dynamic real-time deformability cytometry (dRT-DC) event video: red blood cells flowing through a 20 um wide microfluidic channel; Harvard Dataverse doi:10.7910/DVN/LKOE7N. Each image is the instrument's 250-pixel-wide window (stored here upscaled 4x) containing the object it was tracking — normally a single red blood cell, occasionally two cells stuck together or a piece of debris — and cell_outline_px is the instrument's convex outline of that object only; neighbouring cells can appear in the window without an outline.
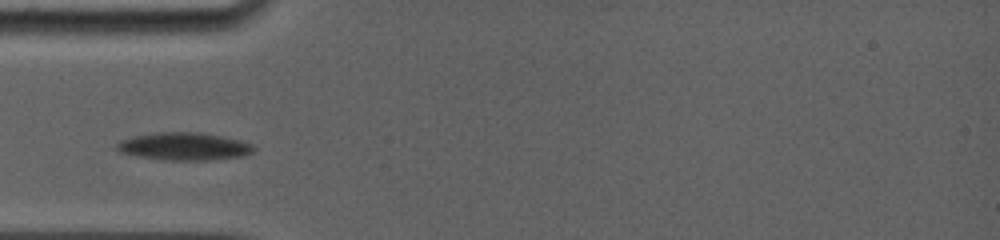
{"species": "common noctule bat (a hibernating species)", "species_latin": "Nyctalus noctula", "temperature_condition": "room temperature", "stored_images_in_passage": 26, "camera_frame_rate_fps": 5000, "um_per_image_px": 0.085, "animal": {"sex": "female", "body_mass_g": 19.0, "forearm_length_mm": 56.7}, "frame": {"image": 1, "passage_image": 4, "time_ms": 2.6, "image_size_px": [1000, 240], "cell_outline_px": [[252, 152], [244, 156], [208, 160], [164, 160], [140, 156], [120, 152], [116, 148], [116, 144], [120, 140], [136, 136], [160, 132], [196, 132], [220, 136], [252, 144]], "centroid_in_image_um": [15.62, 12.45], "position_along_channel_um": 69.4, "area_um2": 21.62}}
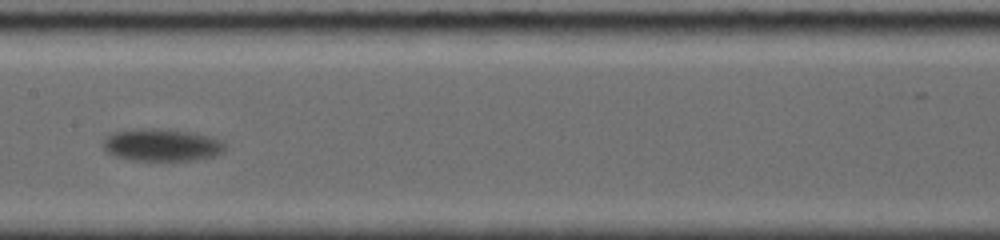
{"frame": {"image": 2, "passage_image": 9, "time_ms": 6.2, "image_size_px": [1000, 240], "cell_outline_px": [[224, 148], [220, 152], [212, 156], [192, 160], [132, 160], [116, 156], [108, 152], [104, 148], [104, 140], [112, 132], [132, 128], [156, 128], [188, 132], [204, 136], [216, 140], [224, 144]], "centroid_in_image_um": [13.65, 12.31], "position_along_channel_um": 193.8, "area_um2": 22.37}}
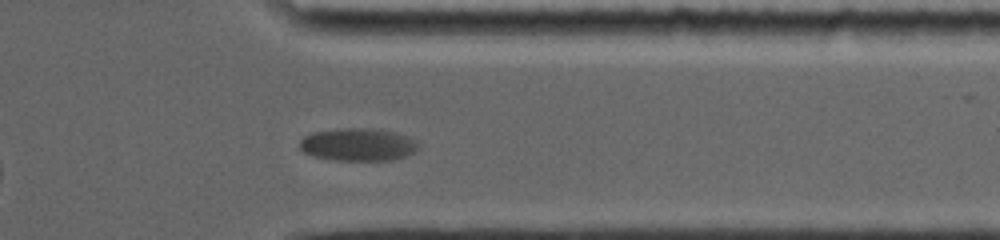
{"frame": {"image": 3, "passage_image": 22, "time_ms": 11.6, "image_size_px": [1000, 240], "cell_outline_px": [[416, 148], [412, 152], [404, 156], [388, 160], [336, 160], [316, 156], [304, 152], [300, 148], [300, 140], [304, 136], [312, 132], [336, 128], [360, 128], [392, 132], [408, 136], [416, 144]], "centroid_in_image_um": [30.34, 12.28], "position_along_channel_um": 381.1, "area_um2": 22.02}, "authors_computed_cell_mechanics": {"area_um2": 21.5016, "velocity_mm_per_s": 3.4547, "shape_relaxation_time_tau1_ms": 10.9225, "shape_relaxation_time_tau2_ms": null, "deformation_change_tau1": 0.2487, "deformation_change_tau2": null}}